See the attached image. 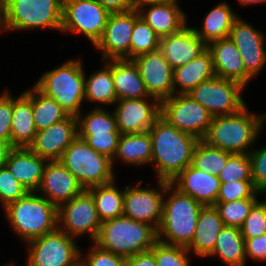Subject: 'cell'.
Wrapping results in <instances>:
<instances>
[{"label": "cell", "instance_id": "obj_47", "mask_svg": "<svg viewBox=\"0 0 266 266\" xmlns=\"http://www.w3.org/2000/svg\"><path fill=\"white\" fill-rule=\"evenodd\" d=\"M121 133H109V135H78L96 152L113 159L117 150Z\"/></svg>", "mask_w": 266, "mask_h": 266}, {"label": "cell", "instance_id": "obj_17", "mask_svg": "<svg viewBox=\"0 0 266 266\" xmlns=\"http://www.w3.org/2000/svg\"><path fill=\"white\" fill-rule=\"evenodd\" d=\"M138 66L149 96L160 102L174 94L173 69L159 49L132 59Z\"/></svg>", "mask_w": 266, "mask_h": 266}, {"label": "cell", "instance_id": "obj_4", "mask_svg": "<svg viewBox=\"0 0 266 266\" xmlns=\"http://www.w3.org/2000/svg\"><path fill=\"white\" fill-rule=\"evenodd\" d=\"M3 210L10 227L26 243L58 228V208L37 192H28Z\"/></svg>", "mask_w": 266, "mask_h": 266}, {"label": "cell", "instance_id": "obj_5", "mask_svg": "<svg viewBox=\"0 0 266 266\" xmlns=\"http://www.w3.org/2000/svg\"><path fill=\"white\" fill-rule=\"evenodd\" d=\"M158 241L157 230L125 215L102 221L94 241L100 248L126 258L150 250Z\"/></svg>", "mask_w": 266, "mask_h": 266}, {"label": "cell", "instance_id": "obj_45", "mask_svg": "<svg viewBox=\"0 0 266 266\" xmlns=\"http://www.w3.org/2000/svg\"><path fill=\"white\" fill-rule=\"evenodd\" d=\"M27 193L28 191L15 179L6 166L0 167V204L2 209Z\"/></svg>", "mask_w": 266, "mask_h": 266}, {"label": "cell", "instance_id": "obj_29", "mask_svg": "<svg viewBox=\"0 0 266 266\" xmlns=\"http://www.w3.org/2000/svg\"><path fill=\"white\" fill-rule=\"evenodd\" d=\"M117 100L149 98L138 66L133 60H112Z\"/></svg>", "mask_w": 266, "mask_h": 266}, {"label": "cell", "instance_id": "obj_37", "mask_svg": "<svg viewBox=\"0 0 266 266\" xmlns=\"http://www.w3.org/2000/svg\"><path fill=\"white\" fill-rule=\"evenodd\" d=\"M232 153L209 146L200 140L194 150L191 165L210 175H217L225 168Z\"/></svg>", "mask_w": 266, "mask_h": 266}, {"label": "cell", "instance_id": "obj_38", "mask_svg": "<svg viewBox=\"0 0 266 266\" xmlns=\"http://www.w3.org/2000/svg\"><path fill=\"white\" fill-rule=\"evenodd\" d=\"M160 49V37L139 17L135 23L131 37L130 60L138 55Z\"/></svg>", "mask_w": 266, "mask_h": 266}, {"label": "cell", "instance_id": "obj_12", "mask_svg": "<svg viewBox=\"0 0 266 266\" xmlns=\"http://www.w3.org/2000/svg\"><path fill=\"white\" fill-rule=\"evenodd\" d=\"M246 87L241 83L213 77L200 83L188 94L213 117L235 114L246 106L242 93Z\"/></svg>", "mask_w": 266, "mask_h": 266}, {"label": "cell", "instance_id": "obj_49", "mask_svg": "<svg viewBox=\"0 0 266 266\" xmlns=\"http://www.w3.org/2000/svg\"><path fill=\"white\" fill-rule=\"evenodd\" d=\"M246 259L266 261V233L259 237L244 238Z\"/></svg>", "mask_w": 266, "mask_h": 266}, {"label": "cell", "instance_id": "obj_53", "mask_svg": "<svg viewBox=\"0 0 266 266\" xmlns=\"http://www.w3.org/2000/svg\"><path fill=\"white\" fill-rule=\"evenodd\" d=\"M173 0H131L133 10L138 11L141 8L156 5V4H165Z\"/></svg>", "mask_w": 266, "mask_h": 266}, {"label": "cell", "instance_id": "obj_26", "mask_svg": "<svg viewBox=\"0 0 266 266\" xmlns=\"http://www.w3.org/2000/svg\"><path fill=\"white\" fill-rule=\"evenodd\" d=\"M223 227V221L215 206H203L198 215L193 240L186 249L199 257H208L213 252Z\"/></svg>", "mask_w": 266, "mask_h": 266}, {"label": "cell", "instance_id": "obj_39", "mask_svg": "<svg viewBox=\"0 0 266 266\" xmlns=\"http://www.w3.org/2000/svg\"><path fill=\"white\" fill-rule=\"evenodd\" d=\"M257 198L241 199L238 201L215 203L224 226L241 228L248 217L250 209Z\"/></svg>", "mask_w": 266, "mask_h": 266}, {"label": "cell", "instance_id": "obj_15", "mask_svg": "<svg viewBox=\"0 0 266 266\" xmlns=\"http://www.w3.org/2000/svg\"><path fill=\"white\" fill-rule=\"evenodd\" d=\"M139 17L136 10L110 13L102 37L94 45L104 61L130 60L132 32Z\"/></svg>", "mask_w": 266, "mask_h": 266}, {"label": "cell", "instance_id": "obj_9", "mask_svg": "<svg viewBox=\"0 0 266 266\" xmlns=\"http://www.w3.org/2000/svg\"><path fill=\"white\" fill-rule=\"evenodd\" d=\"M26 266H80L81 249L75 238L57 228L27 242Z\"/></svg>", "mask_w": 266, "mask_h": 266}, {"label": "cell", "instance_id": "obj_51", "mask_svg": "<svg viewBox=\"0 0 266 266\" xmlns=\"http://www.w3.org/2000/svg\"><path fill=\"white\" fill-rule=\"evenodd\" d=\"M110 13L127 12L133 10L131 0H96Z\"/></svg>", "mask_w": 266, "mask_h": 266}, {"label": "cell", "instance_id": "obj_54", "mask_svg": "<svg viewBox=\"0 0 266 266\" xmlns=\"http://www.w3.org/2000/svg\"><path fill=\"white\" fill-rule=\"evenodd\" d=\"M6 31L5 0H0V32Z\"/></svg>", "mask_w": 266, "mask_h": 266}, {"label": "cell", "instance_id": "obj_18", "mask_svg": "<svg viewBox=\"0 0 266 266\" xmlns=\"http://www.w3.org/2000/svg\"><path fill=\"white\" fill-rule=\"evenodd\" d=\"M235 44L245 70L254 78L266 65L265 35L242 18H238L228 36Z\"/></svg>", "mask_w": 266, "mask_h": 266}, {"label": "cell", "instance_id": "obj_3", "mask_svg": "<svg viewBox=\"0 0 266 266\" xmlns=\"http://www.w3.org/2000/svg\"><path fill=\"white\" fill-rule=\"evenodd\" d=\"M162 220L157 229L158 241L187 248L194 236L202 205L189 195L181 193L171 183L165 190Z\"/></svg>", "mask_w": 266, "mask_h": 266}, {"label": "cell", "instance_id": "obj_56", "mask_svg": "<svg viewBox=\"0 0 266 266\" xmlns=\"http://www.w3.org/2000/svg\"><path fill=\"white\" fill-rule=\"evenodd\" d=\"M15 263H13V262H11V263H9V264H5V265H3V266H16V265H14Z\"/></svg>", "mask_w": 266, "mask_h": 266}, {"label": "cell", "instance_id": "obj_44", "mask_svg": "<svg viewBox=\"0 0 266 266\" xmlns=\"http://www.w3.org/2000/svg\"><path fill=\"white\" fill-rule=\"evenodd\" d=\"M82 253L80 266H127V258L100 248L93 242L89 251Z\"/></svg>", "mask_w": 266, "mask_h": 266}, {"label": "cell", "instance_id": "obj_30", "mask_svg": "<svg viewBox=\"0 0 266 266\" xmlns=\"http://www.w3.org/2000/svg\"><path fill=\"white\" fill-rule=\"evenodd\" d=\"M238 18L239 15L231 9V6L221 1L205 15L201 28L193 27V29L208 45L212 41L227 38L232 25Z\"/></svg>", "mask_w": 266, "mask_h": 266}, {"label": "cell", "instance_id": "obj_2", "mask_svg": "<svg viewBox=\"0 0 266 266\" xmlns=\"http://www.w3.org/2000/svg\"><path fill=\"white\" fill-rule=\"evenodd\" d=\"M265 120L266 113L254 114L246 105L235 114L213 117L203 141L232 154H249Z\"/></svg>", "mask_w": 266, "mask_h": 266}, {"label": "cell", "instance_id": "obj_16", "mask_svg": "<svg viewBox=\"0 0 266 266\" xmlns=\"http://www.w3.org/2000/svg\"><path fill=\"white\" fill-rule=\"evenodd\" d=\"M114 105L117 129L121 134L148 131L161 113V102L151 96L144 99L117 100Z\"/></svg>", "mask_w": 266, "mask_h": 266}, {"label": "cell", "instance_id": "obj_7", "mask_svg": "<svg viewBox=\"0 0 266 266\" xmlns=\"http://www.w3.org/2000/svg\"><path fill=\"white\" fill-rule=\"evenodd\" d=\"M60 162L86 190L116 179L111 159L96 152L79 136L67 147Z\"/></svg>", "mask_w": 266, "mask_h": 266}, {"label": "cell", "instance_id": "obj_14", "mask_svg": "<svg viewBox=\"0 0 266 266\" xmlns=\"http://www.w3.org/2000/svg\"><path fill=\"white\" fill-rule=\"evenodd\" d=\"M156 188H141L140 180L134 187L127 185L124 193L123 215L152 225L156 230L162 220L163 199L166 187L171 183L157 180Z\"/></svg>", "mask_w": 266, "mask_h": 266}, {"label": "cell", "instance_id": "obj_52", "mask_svg": "<svg viewBox=\"0 0 266 266\" xmlns=\"http://www.w3.org/2000/svg\"><path fill=\"white\" fill-rule=\"evenodd\" d=\"M14 147L11 142L0 139V167L5 166L9 154Z\"/></svg>", "mask_w": 266, "mask_h": 266}, {"label": "cell", "instance_id": "obj_40", "mask_svg": "<svg viewBox=\"0 0 266 266\" xmlns=\"http://www.w3.org/2000/svg\"><path fill=\"white\" fill-rule=\"evenodd\" d=\"M158 266H190L191 253L182 246L157 241L151 248Z\"/></svg>", "mask_w": 266, "mask_h": 266}, {"label": "cell", "instance_id": "obj_10", "mask_svg": "<svg viewBox=\"0 0 266 266\" xmlns=\"http://www.w3.org/2000/svg\"><path fill=\"white\" fill-rule=\"evenodd\" d=\"M160 116L178 130L203 140L213 116L189 94H173L161 101Z\"/></svg>", "mask_w": 266, "mask_h": 266}, {"label": "cell", "instance_id": "obj_42", "mask_svg": "<svg viewBox=\"0 0 266 266\" xmlns=\"http://www.w3.org/2000/svg\"><path fill=\"white\" fill-rule=\"evenodd\" d=\"M262 195L252 181H234L221 183L216 203L238 201L241 199L257 198Z\"/></svg>", "mask_w": 266, "mask_h": 266}, {"label": "cell", "instance_id": "obj_36", "mask_svg": "<svg viewBox=\"0 0 266 266\" xmlns=\"http://www.w3.org/2000/svg\"><path fill=\"white\" fill-rule=\"evenodd\" d=\"M94 106L89 113L80 112L78 119V135H109L120 133L117 129L116 118L113 111Z\"/></svg>", "mask_w": 266, "mask_h": 266}, {"label": "cell", "instance_id": "obj_22", "mask_svg": "<svg viewBox=\"0 0 266 266\" xmlns=\"http://www.w3.org/2000/svg\"><path fill=\"white\" fill-rule=\"evenodd\" d=\"M207 49L211 52L214 71L219 78L237 81L244 87L253 79L245 70L239 50L229 37L210 42Z\"/></svg>", "mask_w": 266, "mask_h": 266}, {"label": "cell", "instance_id": "obj_11", "mask_svg": "<svg viewBox=\"0 0 266 266\" xmlns=\"http://www.w3.org/2000/svg\"><path fill=\"white\" fill-rule=\"evenodd\" d=\"M109 15L96 0H63L61 32L83 34L95 45L102 37Z\"/></svg>", "mask_w": 266, "mask_h": 266}, {"label": "cell", "instance_id": "obj_8", "mask_svg": "<svg viewBox=\"0 0 266 266\" xmlns=\"http://www.w3.org/2000/svg\"><path fill=\"white\" fill-rule=\"evenodd\" d=\"M6 32L34 29L61 31L63 0H5Z\"/></svg>", "mask_w": 266, "mask_h": 266}, {"label": "cell", "instance_id": "obj_50", "mask_svg": "<svg viewBox=\"0 0 266 266\" xmlns=\"http://www.w3.org/2000/svg\"><path fill=\"white\" fill-rule=\"evenodd\" d=\"M127 266H158L153 251L147 250L127 258Z\"/></svg>", "mask_w": 266, "mask_h": 266}, {"label": "cell", "instance_id": "obj_43", "mask_svg": "<svg viewBox=\"0 0 266 266\" xmlns=\"http://www.w3.org/2000/svg\"><path fill=\"white\" fill-rule=\"evenodd\" d=\"M240 229L243 238L259 237L266 233V198L260 202L257 200L253 204Z\"/></svg>", "mask_w": 266, "mask_h": 266}, {"label": "cell", "instance_id": "obj_19", "mask_svg": "<svg viewBox=\"0 0 266 266\" xmlns=\"http://www.w3.org/2000/svg\"><path fill=\"white\" fill-rule=\"evenodd\" d=\"M78 136L77 116L69 115L50 127L37 131L29 149L48 161L60 160L67 147Z\"/></svg>", "mask_w": 266, "mask_h": 266}, {"label": "cell", "instance_id": "obj_41", "mask_svg": "<svg viewBox=\"0 0 266 266\" xmlns=\"http://www.w3.org/2000/svg\"><path fill=\"white\" fill-rule=\"evenodd\" d=\"M218 177L221 183L252 181L249 154H231Z\"/></svg>", "mask_w": 266, "mask_h": 266}, {"label": "cell", "instance_id": "obj_55", "mask_svg": "<svg viewBox=\"0 0 266 266\" xmlns=\"http://www.w3.org/2000/svg\"><path fill=\"white\" fill-rule=\"evenodd\" d=\"M240 5L246 6V5H253V4H263L266 3V0H237Z\"/></svg>", "mask_w": 266, "mask_h": 266}, {"label": "cell", "instance_id": "obj_25", "mask_svg": "<svg viewBox=\"0 0 266 266\" xmlns=\"http://www.w3.org/2000/svg\"><path fill=\"white\" fill-rule=\"evenodd\" d=\"M138 13L160 38L180 32L188 23L178 0L150 5L139 9Z\"/></svg>", "mask_w": 266, "mask_h": 266}, {"label": "cell", "instance_id": "obj_35", "mask_svg": "<svg viewBox=\"0 0 266 266\" xmlns=\"http://www.w3.org/2000/svg\"><path fill=\"white\" fill-rule=\"evenodd\" d=\"M32 110L37 131L46 129L69 116L62 106L35 86L32 87Z\"/></svg>", "mask_w": 266, "mask_h": 266}, {"label": "cell", "instance_id": "obj_1", "mask_svg": "<svg viewBox=\"0 0 266 266\" xmlns=\"http://www.w3.org/2000/svg\"><path fill=\"white\" fill-rule=\"evenodd\" d=\"M152 144L151 164L157 180L171 182L191 165L194 150L200 141L178 130L161 116L148 130Z\"/></svg>", "mask_w": 266, "mask_h": 266}, {"label": "cell", "instance_id": "obj_27", "mask_svg": "<svg viewBox=\"0 0 266 266\" xmlns=\"http://www.w3.org/2000/svg\"><path fill=\"white\" fill-rule=\"evenodd\" d=\"M37 129L32 110V88L17 98L13 97L11 121V144L13 147L29 148L35 139Z\"/></svg>", "mask_w": 266, "mask_h": 266}, {"label": "cell", "instance_id": "obj_23", "mask_svg": "<svg viewBox=\"0 0 266 266\" xmlns=\"http://www.w3.org/2000/svg\"><path fill=\"white\" fill-rule=\"evenodd\" d=\"M171 184L181 193L207 206L216 203L221 182L217 175H210L189 165L171 181Z\"/></svg>", "mask_w": 266, "mask_h": 266}, {"label": "cell", "instance_id": "obj_48", "mask_svg": "<svg viewBox=\"0 0 266 266\" xmlns=\"http://www.w3.org/2000/svg\"><path fill=\"white\" fill-rule=\"evenodd\" d=\"M8 90L0 94V139L11 142L13 96Z\"/></svg>", "mask_w": 266, "mask_h": 266}, {"label": "cell", "instance_id": "obj_20", "mask_svg": "<svg viewBox=\"0 0 266 266\" xmlns=\"http://www.w3.org/2000/svg\"><path fill=\"white\" fill-rule=\"evenodd\" d=\"M84 190L60 160H54L47 162L41 184L36 192L59 208Z\"/></svg>", "mask_w": 266, "mask_h": 266}, {"label": "cell", "instance_id": "obj_46", "mask_svg": "<svg viewBox=\"0 0 266 266\" xmlns=\"http://www.w3.org/2000/svg\"><path fill=\"white\" fill-rule=\"evenodd\" d=\"M251 177L254 187L266 194V146L252 149L249 152Z\"/></svg>", "mask_w": 266, "mask_h": 266}, {"label": "cell", "instance_id": "obj_31", "mask_svg": "<svg viewBox=\"0 0 266 266\" xmlns=\"http://www.w3.org/2000/svg\"><path fill=\"white\" fill-rule=\"evenodd\" d=\"M118 158L126 165L151 164L152 144L148 131L134 134H121L114 158L111 160L114 170V162Z\"/></svg>", "mask_w": 266, "mask_h": 266}, {"label": "cell", "instance_id": "obj_13", "mask_svg": "<svg viewBox=\"0 0 266 266\" xmlns=\"http://www.w3.org/2000/svg\"><path fill=\"white\" fill-rule=\"evenodd\" d=\"M101 224L93 197L86 189L58 208V228L73 238L88 234L94 242Z\"/></svg>", "mask_w": 266, "mask_h": 266}, {"label": "cell", "instance_id": "obj_34", "mask_svg": "<svg viewBox=\"0 0 266 266\" xmlns=\"http://www.w3.org/2000/svg\"><path fill=\"white\" fill-rule=\"evenodd\" d=\"M116 184L114 179L110 183L87 189L93 197L101 222L123 215L125 188L118 189Z\"/></svg>", "mask_w": 266, "mask_h": 266}, {"label": "cell", "instance_id": "obj_21", "mask_svg": "<svg viewBox=\"0 0 266 266\" xmlns=\"http://www.w3.org/2000/svg\"><path fill=\"white\" fill-rule=\"evenodd\" d=\"M188 26L178 33L160 38V50L173 70L194 60L207 49V44L193 27Z\"/></svg>", "mask_w": 266, "mask_h": 266}, {"label": "cell", "instance_id": "obj_33", "mask_svg": "<svg viewBox=\"0 0 266 266\" xmlns=\"http://www.w3.org/2000/svg\"><path fill=\"white\" fill-rule=\"evenodd\" d=\"M102 69L93 72L85 77V101L96 102L102 108V104L114 105L117 101V96L114 87L112 76V60L104 61Z\"/></svg>", "mask_w": 266, "mask_h": 266}, {"label": "cell", "instance_id": "obj_6", "mask_svg": "<svg viewBox=\"0 0 266 266\" xmlns=\"http://www.w3.org/2000/svg\"><path fill=\"white\" fill-rule=\"evenodd\" d=\"M80 59H70L42 74L34 86L54 99L69 115L77 116L85 100V73Z\"/></svg>", "mask_w": 266, "mask_h": 266}, {"label": "cell", "instance_id": "obj_28", "mask_svg": "<svg viewBox=\"0 0 266 266\" xmlns=\"http://www.w3.org/2000/svg\"><path fill=\"white\" fill-rule=\"evenodd\" d=\"M211 52L206 49L197 58L173 71L174 94H188L200 83L215 77Z\"/></svg>", "mask_w": 266, "mask_h": 266}, {"label": "cell", "instance_id": "obj_32", "mask_svg": "<svg viewBox=\"0 0 266 266\" xmlns=\"http://www.w3.org/2000/svg\"><path fill=\"white\" fill-rule=\"evenodd\" d=\"M216 255L226 266H245V239L240 228L224 226L221 229L215 248L208 257Z\"/></svg>", "mask_w": 266, "mask_h": 266}, {"label": "cell", "instance_id": "obj_24", "mask_svg": "<svg viewBox=\"0 0 266 266\" xmlns=\"http://www.w3.org/2000/svg\"><path fill=\"white\" fill-rule=\"evenodd\" d=\"M47 162V159L35 154L29 148L14 147L5 166L28 192H36Z\"/></svg>", "mask_w": 266, "mask_h": 266}]
</instances>
